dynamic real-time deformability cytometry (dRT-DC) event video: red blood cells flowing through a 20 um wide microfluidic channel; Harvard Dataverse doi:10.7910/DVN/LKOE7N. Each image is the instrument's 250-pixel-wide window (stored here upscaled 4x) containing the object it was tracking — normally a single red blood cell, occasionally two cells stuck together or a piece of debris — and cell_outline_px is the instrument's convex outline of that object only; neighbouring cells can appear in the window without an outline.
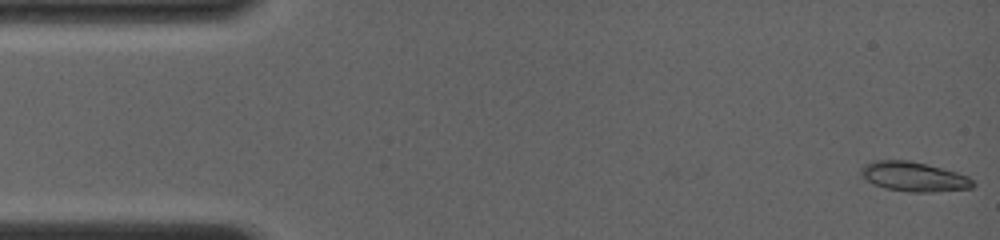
{"species": "common noctule bat (a hibernating species)", "species_latin": "Nyctalus noctula", "temperature_condition": "room temperature", "stored_images_in_passage": 8, "camera_frame_rate_fps": 4000, "um_per_image_px": 0.085, "animal": {"sex": "female", "body_mass_g": 19.0, "forearm_length_mm": 56.7}, "frame": {"image": 1, "passage_image": 1, "time_ms": 0.0, "image_size_px": [1000, 240], "cell_outline_px": [[976, 184], [972, 188], [932, 192], [908, 192], [888, 188], [872, 184], [860, 176], [860, 168], [864, 164], [872, 160], [908, 160], [956, 172], [968, 176]], "centroid_in_image_um": [77.63, 15.01], "position_along_channel_um": 7.4, "area_um2": 19.31}}
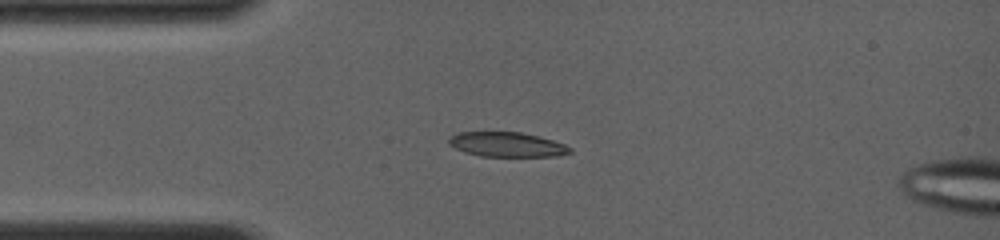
{"frame": {"image": 2, "passage_image": 6, "time_ms": 3.5, "image_size_px": [1000, 240], "cell_outline_px": [[572, 152], [556, 156], [480, 156], [464, 152], [448, 144], [448, 136], [456, 132], [520, 132], [552, 140], [564, 144], [572, 148]], "centroid_in_image_um": [43.04, 12.28], "position_along_channel_um": 42.0, "area_um2": 17.4}}